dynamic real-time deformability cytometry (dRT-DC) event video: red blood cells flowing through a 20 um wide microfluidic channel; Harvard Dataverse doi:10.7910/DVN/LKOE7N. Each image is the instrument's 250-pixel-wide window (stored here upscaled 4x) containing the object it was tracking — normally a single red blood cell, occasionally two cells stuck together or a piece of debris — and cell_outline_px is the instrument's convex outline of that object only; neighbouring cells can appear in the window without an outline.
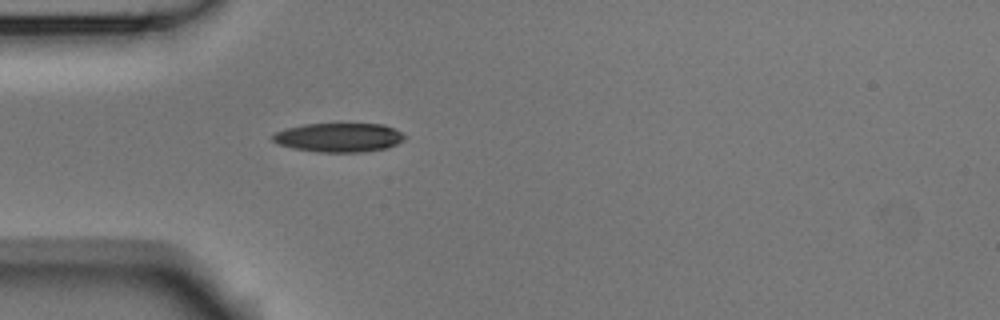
{"species": "Egyptian fruit bat (a non-hibernating species)", "species_latin": "Rousettus aegyptiacus", "temperature_condition": "room temperature", "stored_images_in_passage": 4, "camera_frame_rate_fps": 3000, "um_per_image_px": 0.085, "animal": {"sex": "male"}, "frame": {"image": 1, "passage_image": 4, "time_ms": 1.0, "image_size_px": [1000, 320], "cell_outline_px": [[404, 140], [388, 148], [360, 152], [316, 152], [292, 148], [280, 144], [272, 140], [272, 136], [276, 132], [284, 128], [304, 124], [384, 124], [396, 128], [404, 136]], "centroid_in_image_um": [28.8, 11.68], "position_along_channel_um": 56.2, "area_um2": 22.37}}